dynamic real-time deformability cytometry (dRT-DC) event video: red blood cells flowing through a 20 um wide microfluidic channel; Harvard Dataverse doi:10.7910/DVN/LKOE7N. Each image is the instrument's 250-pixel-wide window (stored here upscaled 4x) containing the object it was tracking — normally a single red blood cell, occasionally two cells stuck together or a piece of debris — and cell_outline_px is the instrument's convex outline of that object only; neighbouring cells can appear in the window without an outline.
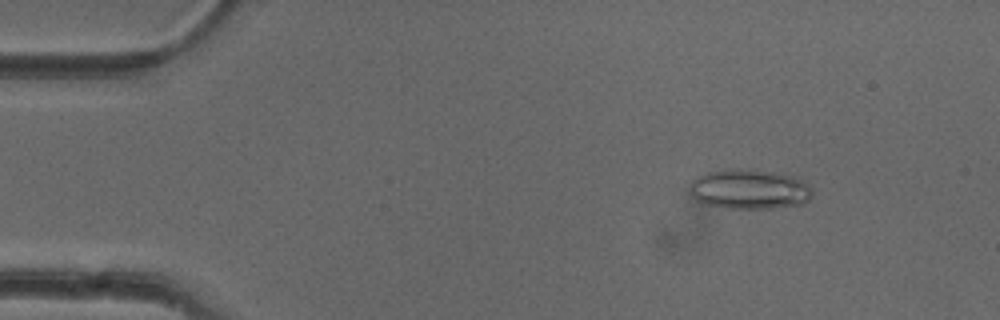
{"species": "common noctule bat (a hibernating species)", "species_latin": "Nyctalus noctula", "temperature_condition": "cold", "stored_images_in_passage": 48, "camera_frame_rate_fps": 3000, "um_per_image_px": 0.085, "animal": {"sex": "female"}, "frame": {"image": 1, "passage_image": 3, "time_ms": 0.667, "image_size_px": [1000, 320], "cell_outline_px": [[812, 196], [804, 204], [772, 208], [728, 208], [708, 204], [696, 200], [688, 192], [692, 180], [696, 176], [708, 172], [736, 168], [772, 172], [792, 176], [808, 184], [812, 188]], "centroid_in_image_um": [63.69, 16.09], "position_along_channel_um": 21.3, "area_um2": 28.38}}
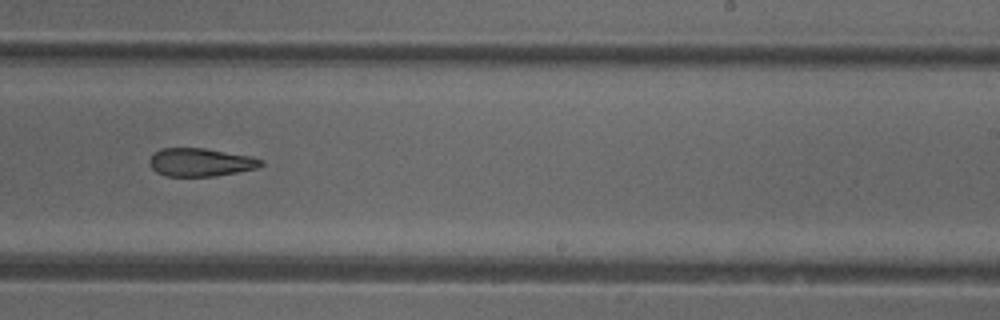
{"frame": {"image": 2, "passage_image": 28, "time_ms": 9.0, "image_size_px": [1000, 320], "cell_outline_px": [[264, 164], [256, 168], [216, 176], [168, 176], [156, 172], [152, 168], [148, 160], [160, 148], [204, 148], [252, 156], [264, 160]], "centroid_in_image_um": [17.06, 13.79], "position_along_channel_um": 271.9, "area_um2": 18.26}}
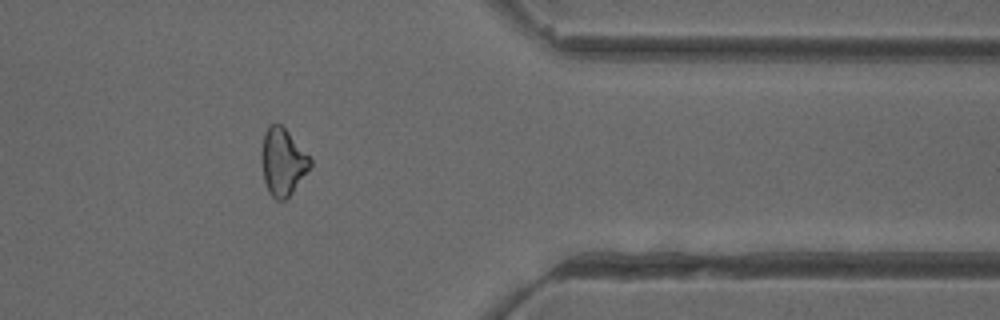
{"frame": {"image": 3, "passage_image": 38, "time_ms": 12.333, "image_size_px": [1000, 320], "cell_outline_px": [[312, 164], [292, 192], [284, 200], [276, 200], [268, 192], [264, 180], [260, 156], [260, 152], [264, 132], [268, 124], [280, 124], [288, 132], [312, 160]], "centroid_in_image_um": [23.99, 13.75], "position_along_channel_um": 387.4, "area_um2": 18.9}, "authors_computed_cell_mechanics": {"area_um2": 20.0277, "velocity_mm_per_s": 3.9956, "shape_relaxation_time_tau1_ms": null, "shape_relaxation_time_tau2_ms": 7.1241, "deformation_change_tau1": null, "deformation_change_tau2": 0.1889}}